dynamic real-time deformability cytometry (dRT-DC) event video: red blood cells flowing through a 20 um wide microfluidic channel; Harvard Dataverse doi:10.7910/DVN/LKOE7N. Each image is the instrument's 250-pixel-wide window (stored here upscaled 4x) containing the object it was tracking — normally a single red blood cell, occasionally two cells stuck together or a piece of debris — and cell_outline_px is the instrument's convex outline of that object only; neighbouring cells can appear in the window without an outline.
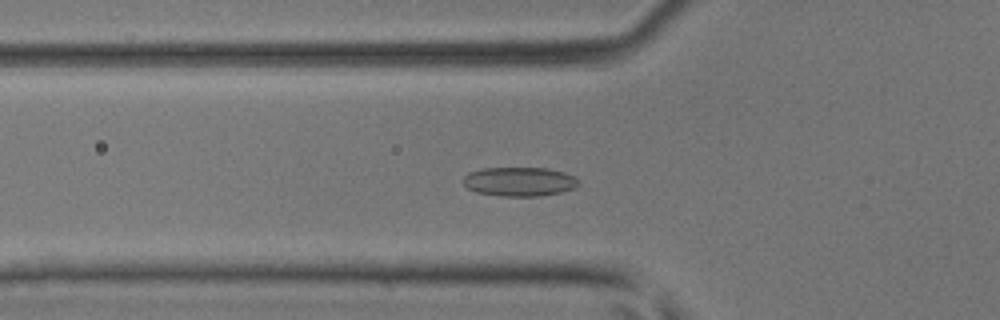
{"species": "common noctule bat (a hibernating species)", "species_latin": "Nyctalus noctula", "temperature_condition": "room temperature", "stored_images_in_passage": 48, "camera_frame_rate_fps": 3000, "um_per_image_px": 0.085, "animal": {"sex": "male", "body_mass_g": 17.9, "forearm_length_mm": 54.2}, "frame": {"image": 1, "passage_image": 17, "time_ms": 5.333, "image_size_px": [1000, 320], "cell_outline_px": [[580, 184], [576, 188], [560, 192], [536, 196], [500, 196], [476, 192], [468, 188], [464, 184], [464, 176], [468, 172], [480, 168], [548, 168], [564, 172], [576, 176], [580, 180]], "centroid_in_image_um": [44.18, 15.43], "position_along_channel_um": 81.6, "area_um2": 19.77}}
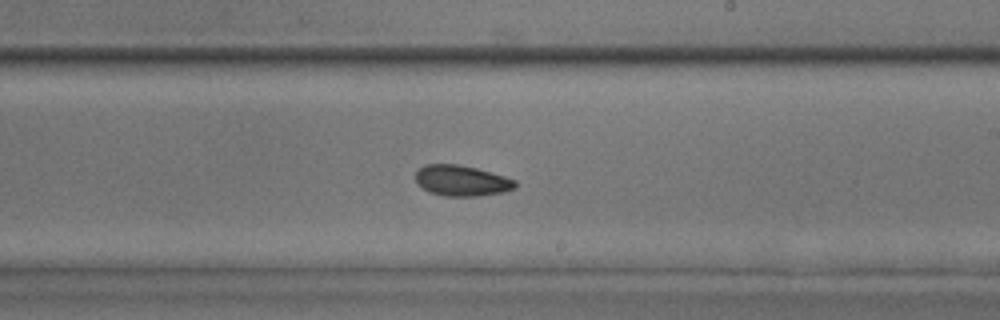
{"frame": {"image": 2, "passage_image": 29, "time_ms": 9.333, "image_size_px": [1000, 320], "cell_outline_px": [[516, 188], [504, 192], [476, 196], [444, 196], [428, 192], [416, 184], [416, 168], [424, 164], [456, 164], [476, 168], [504, 176], [516, 180]], "centroid_in_image_um": [39.2, 15.35], "position_along_channel_um": 249.8, "area_um2": 18.03}}
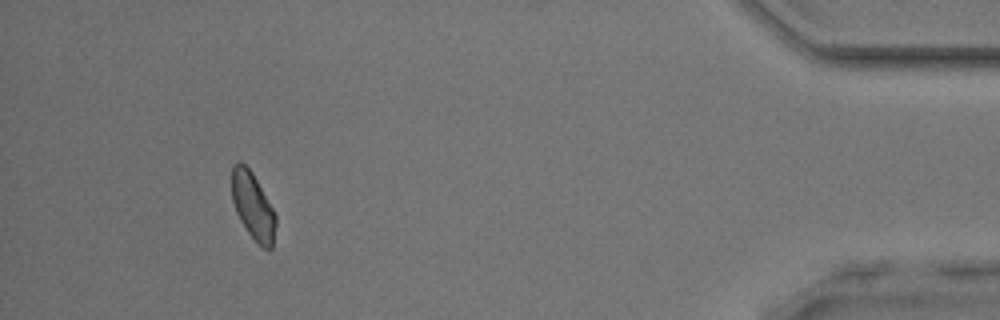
{"frame": {"image": 3, "passage_image": 45, "time_ms": 14.667, "image_size_px": [1000, 320], "cell_outline_px": [[276, 224], [272, 248], [264, 248], [248, 232], [240, 220], [236, 212], [232, 200], [232, 164], [240, 160], [252, 172], [272, 208], [276, 216]], "centroid_in_image_um": [21.48, 17.48], "position_along_channel_um": 413.7, "area_um2": 16.82}, "authors_computed_cell_mechanics": {"area_um2": 18.4093, "velocity_mm_per_s": 4.2133, "shape_relaxation_time_tau1_ms": 2.8686, "shape_relaxation_time_tau2_ms": 2.4535, "deformation_change_tau1": 0.0698, "deformation_change_tau2": 0.06}}